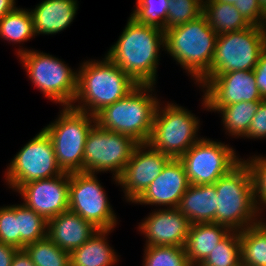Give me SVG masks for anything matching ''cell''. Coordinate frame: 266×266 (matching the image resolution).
Masks as SVG:
<instances>
[{
	"mask_svg": "<svg viewBox=\"0 0 266 266\" xmlns=\"http://www.w3.org/2000/svg\"><path fill=\"white\" fill-rule=\"evenodd\" d=\"M161 49L165 50V32L140 24L130 16L105 55L138 85H156Z\"/></svg>",
	"mask_w": 266,
	"mask_h": 266,
	"instance_id": "6da1fadb",
	"label": "cell"
},
{
	"mask_svg": "<svg viewBox=\"0 0 266 266\" xmlns=\"http://www.w3.org/2000/svg\"><path fill=\"white\" fill-rule=\"evenodd\" d=\"M77 70V94L71 106L94 116L138 86L106 55L102 60H84Z\"/></svg>",
	"mask_w": 266,
	"mask_h": 266,
	"instance_id": "7a4b0ae2",
	"label": "cell"
},
{
	"mask_svg": "<svg viewBox=\"0 0 266 266\" xmlns=\"http://www.w3.org/2000/svg\"><path fill=\"white\" fill-rule=\"evenodd\" d=\"M217 33L202 13L184 25L165 31V50L196 83L210 70Z\"/></svg>",
	"mask_w": 266,
	"mask_h": 266,
	"instance_id": "3957f363",
	"label": "cell"
},
{
	"mask_svg": "<svg viewBox=\"0 0 266 266\" xmlns=\"http://www.w3.org/2000/svg\"><path fill=\"white\" fill-rule=\"evenodd\" d=\"M155 87L138 85L126 97L99 111L96 123L103 129L129 136L138 144L147 143L160 102Z\"/></svg>",
	"mask_w": 266,
	"mask_h": 266,
	"instance_id": "277c9868",
	"label": "cell"
},
{
	"mask_svg": "<svg viewBox=\"0 0 266 266\" xmlns=\"http://www.w3.org/2000/svg\"><path fill=\"white\" fill-rule=\"evenodd\" d=\"M214 185L218 204L215 223L242 231L265 219L256 206L250 169L243 160Z\"/></svg>",
	"mask_w": 266,
	"mask_h": 266,
	"instance_id": "5b68a950",
	"label": "cell"
},
{
	"mask_svg": "<svg viewBox=\"0 0 266 266\" xmlns=\"http://www.w3.org/2000/svg\"><path fill=\"white\" fill-rule=\"evenodd\" d=\"M21 47L16 55L34 87L61 107L71 106L77 94L78 70L49 53Z\"/></svg>",
	"mask_w": 266,
	"mask_h": 266,
	"instance_id": "8992f818",
	"label": "cell"
},
{
	"mask_svg": "<svg viewBox=\"0 0 266 266\" xmlns=\"http://www.w3.org/2000/svg\"><path fill=\"white\" fill-rule=\"evenodd\" d=\"M200 124V118L190 110L160 100L147 143L172 159H179L202 138L198 135Z\"/></svg>",
	"mask_w": 266,
	"mask_h": 266,
	"instance_id": "52a82bcc",
	"label": "cell"
},
{
	"mask_svg": "<svg viewBox=\"0 0 266 266\" xmlns=\"http://www.w3.org/2000/svg\"><path fill=\"white\" fill-rule=\"evenodd\" d=\"M54 120L42 129L51 139L59 167L65 173L83 172L85 141L96 124L95 116L63 106Z\"/></svg>",
	"mask_w": 266,
	"mask_h": 266,
	"instance_id": "ba28073f",
	"label": "cell"
},
{
	"mask_svg": "<svg viewBox=\"0 0 266 266\" xmlns=\"http://www.w3.org/2000/svg\"><path fill=\"white\" fill-rule=\"evenodd\" d=\"M266 50V27H250L217 36L210 70L196 83L200 87L212 75L254 70Z\"/></svg>",
	"mask_w": 266,
	"mask_h": 266,
	"instance_id": "9c48e42d",
	"label": "cell"
},
{
	"mask_svg": "<svg viewBox=\"0 0 266 266\" xmlns=\"http://www.w3.org/2000/svg\"><path fill=\"white\" fill-rule=\"evenodd\" d=\"M59 167L49 135L42 129L14 155L5 171V181L14 192L23 184L59 176Z\"/></svg>",
	"mask_w": 266,
	"mask_h": 266,
	"instance_id": "30bf717a",
	"label": "cell"
},
{
	"mask_svg": "<svg viewBox=\"0 0 266 266\" xmlns=\"http://www.w3.org/2000/svg\"><path fill=\"white\" fill-rule=\"evenodd\" d=\"M138 143L131 137L101 128L97 123L88 133L83 153V172L112 173V180L124 171Z\"/></svg>",
	"mask_w": 266,
	"mask_h": 266,
	"instance_id": "8fae6325",
	"label": "cell"
},
{
	"mask_svg": "<svg viewBox=\"0 0 266 266\" xmlns=\"http://www.w3.org/2000/svg\"><path fill=\"white\" fill-rule=\"evenodd\" d=\"M229 144L202 137L179 160L183 163L189 183L208 185L236 167L242 158Z\"/></svg>",
	"mask_w": 266,
	"mask_h": 266,
	"instance_id": "7c38bea8",
	"label": "cell"
},
{
	"mask_svg": "<svg viewBox=\"0 0 266 266\" xmlns=\"http://www.w3.org/2000/svg\"><path fill=\"white\" fill-rule=\"evenodd\" d=\"M96 173H70L69 210L98 229H114L119 223Z\"/></svg>",
	"mask_w": 266,
	"mask_h": 266,
	"instance_id": "4fadbf2b",
	"label": "cell"
},
{
	"mask_svg": "<svg viewBox=\"0 0 266 266\" xmlns=\"http://www.w3.org/2000/svg\"><path fill=\"white\" fill-rule=\"evenodd\" d=\"M171 159L148 143L137 144L124 171L117 178L125 200L133 203L160 175Z\"/></svg>",
	"mask_w": 266,
	"mask_h": 266,
	"instance_id": "5bb4252c",
	"label": "cell"
},
{
	"mask_svg": "<svg viewBox=\"0 0 266 266\" xmlns=\"http://www.w3.org/2000/svg\"><path fill=\"white\" fill-rule=\"evenodd\" d=\"M70 173L21 185L16 192L23 204L42 215L47 221L69 210Z\"/></svg>",
	"mask_w": 266,
	"mask_h": 266,
	"instance_id": "9a60e30c",
	"label": "cell"
},
{
	"mask_svg": "<svg viewBox=\"0 0 266 266\" xmlns=\"http://www.w3.org/2000/svg\"><path fill=\"white\" fill-rule=\"evenodd\" d=\"M199 88L206 106H227L242 101L264 100L257 87L253 70H236L212 75Z\"/></svg>",
	"mask_w": 266,
	"mask_h": 266,
	"instance_id": "2e32d148",
	"label": "cell"
},
{
	"mask_svg": "<svg viewBox=\"0 0 266 266\" xmlns=\"http://www.w3.org/2000/svg\"><path fill=\"white\" fill-rule=\"evenodd\" d=\"M138 223V231L144 235L145 246L184 247L190 222L178 208H155Z\"/></svg>",
	"mask_w": 266,
	"mask_h": 266,
	"instance_id": "e0dca14e",
	"label": "cell"
},
{
	"mask_svg": "<svg viewBox=\"0 0 266 266\" xmlns=\"http://www.w3.org/2000/svg\"><path fill=\"white\" fill-rule=\"evenodd\" d=\"M189 185L183 163L179 159H171L160 175L133 203L162 206V209L178 208Z\"/></svg>",
	"mask_w": 266,
	"mask_h": 266,
	"instance_id": "ac0fdd59",
	"label": "cell"
},
{
	"mask_svg": "<svg viewBox=\"0 0 266 266\" xmlns=\"http://www.w3.org/2000/svg\"><path fill=\"white\" fill-rule=\"evenodd\" d=\"M99 229L70 210L48 220L47 237L61 249L72 252Z\"/></svg>",
	"mask_w": 266,
	"mask_h": 266,
	"instance_id": "d6986e66",
	"label": "cell"
},
{
	"mask_svg": "<svg viewBox=\"0 0 266 266\" xmlns=\"http://www.w3.org/2000/svg\"><path fill=\"white\" fill-rule=\"evenodd\" d=\"M78 0H42L29 9L36 36L56 35L71 25L78 10Z\"/></svg>",
	"mask_w": 266,
	"mask_h": 266,
	"instance_id": "ffe728a7",
	"label": "cell"
},
{
	"mask_svg": "<svg viewBox=\"0 0 266 266\" xmlns=\"http://www.w3.org/2000/svg\"><path fill=\"white\" fill-rule=\"evenodd\" d=\"M230 232L215 222L191 224L184 246L190 265L199 266Z\"/></svg>",
	"mask_w": 266,
	"mask_h": 266,
	"instance_id": "44dd1931",
	"label": "cell"
},
{
	"mask_svg": "<svg viewBox=\"0 0 266 266\" xmlns=\"http://www.w3.org/2000/svg\"><path fill=\"white\" fill-rule=\"evenodd\" d=\"M217 193L214 184H190L181 198L178 209L190 224L215 222Z\"/></svg>",
	"mask_w": 266,
	"mask_h": 266,
	"instance_id": "7402d4cb",
	"label": "cell"
},
{
	"mask_svg": "<svg viewBox=\"0 0 266 266\" xmlns=\"http://www.w3.org/2000/svg\"><path fill=\"white\" fill-rule=\"evenodd\" d=\"M113 230L99 229L82 246L74 249L70 253L71 266H115L120 256L109 245L107 238Z\"/></svg>",
	"mask_w": 266,
	"mask_h": 266,
	"instance_id": "603a6c76",
	"label": "cell"
},
{
	"mask_svg": "<svg viewBox=\"0 0 266 266\" xmlns=\"http://www.w3.org/2000/svg\"><path fill=\"white\" fill-rule=\"evenodd\" d=\"M201 106L206 111L219 113L222 118L225 134L229 137L244 138L255 116L260 101H242L227 106H206V101L202 95Z\"/></svg>",
	"mask_w": 266,
	"mask_h": 266,
	"instance_id": "cb8c5ba5",
	"label": "cell"
},
{
	"mask_svg": "<svg viewBox=\"0 0 266 266\" xmlns=\"http://www.w3.org/2000/svg\"><path fill=\"white\" fill-rule=\"evenodd\" d=\"M203 14L217 35L240 31L251 26L233 4L203 0Z\"/></svg>",
	"mask_w": 266,
	"mask_h": 266,
	"instance_id": "d4e9b609",
	"label": "cell"
},
{
	"mask_svg": "<svg viewBox=\"0 0 266 266\" xmlns=\"http://www.w3.org/2000/svg\"><path fill=\"white\" fill-rule=\"evenodd\" d=\"M241 265L266 266V220L240 231Z\"/></svg>",
	"mask_w": 266,
	"mask_h": 266,
	"instance_id": "484cf974",
	"label": "cell"
},
{
	"mask_svg": "<svg viewBox=\"0 0 266 266\" xmlns=\"http://www.w3.org/2000/svg\"><path fill=\"white\" fill-rule=\"evenodd\" d=\"M30 10L16 7L0 20V38L11 44H21L35 38Z\"/></svg>",
	"mask_w": 266,
	"mask_h": 266,
	"instance_id": "4316f807",
	"label": "cell"
},
{
	"mask_svg": "<svg viewBox=\"0 0 266 266\" xmlns=\"http://www.w3.org/2000/svg\"><path fill=\"white\" fill-rule=\"evenodd\" d=\"M18 218V249L47 237L48 221L23 203L16 204Z\"/></svg>",
	"mask_w": 266,
	"mask_h": 266,
	"instance_id": "83f0119b",
	"label": "cell"
},
{
	"mask_svg": "<svg viewBox=\"0 0 266 266\" xmlns=\"http://www.w3.org/2000/svg\"><path fill=\"white\" fill-rule=\"evenodd\" d=\"M35 266H71L70 252L58 247L48 237L24 247Z\"/></svg>",
	"mask_w": 266,
	"mask_h": 266,
	"instance_id": "f1b7e54d",
	"label": "cell"
},
{
	"mask_svg": "<svg viewBox=\"0 0 266 266\" xmlns=\"http://www.w3.org/2000/svg\"><path fill=\"white\" fill-rule=\"evenodd\" d=\"M199 266H242L240 231H231Z\"/></svg>",
	"mask_w": 266,
	"mask_h": 266,
	"instance_id": "f546056e",
	"label": "cell"
},
{
	"mask_svg": "<svg viewBox=\"0 0 266 266\" xmlns=\"http://www.w3.org/2000/svg\"><path fill=\"white\" fill-rule=\"evenodd\" d=\"M143 266H191L184 247L146 246Z\"/></svg>",
	"mask_w": 266,
	"mask_h": 266,
	"instance_id": "4dcf8cb0",
	"label": "cell"
},
{
	"mask_svg": "<svg viewBox=\"0 0 266 266\" xmlns=\"http://www.w3.org/2000/svg\"><path fill=\"white\" fill-rule=\"evenodd\" d=\"M131 17L138 23L161 28L165 32L169 0H136Z\"/></svg>",
	"mask_w": 266,
	"mask_h": 266,
	"instance_id": "1f68e13d",
	"label": "cell"
},
{
	"mask_svg": "<svg viewBox=\"0 0 266 266\" xmlns=\"http://www.w3.org/2000/svg\"><path fill=\"white\" fill-rule=\"evenodd\" d=\"M165 31L196 19L203 13V0H169Z\"/></svg>",
	"mask_w": 266,
	"mask_h": 266,
	"instance_id": "d6a6232c",
	"label": "cell"
},
{
	"mask_svg": "<svg viewBox=\"0 0 266 266\" xmlns=\"http://www.w3.org/2000/svg\"><path fill=\"white\" fill-rule=\"evenodd\" d=\"M242 160L250 169L254 200L258 210L262 213L266 207V156L252 155Z\"/></svg>",
	"mask_w": 266,
	"mask_h": 266,
	"instance_id": "836d02e7",
	"label": "cell"
},
{
	"mask_svg": "<svg viewBox=\"0 0 266 266\" xmlns=\"http://www.w3.org/2000/svg\"><path fill=\"white\" fill-rule=\"evenodd\" d=\"M0 242L18 249L16 204L0 206Z\"/></svg>",
	"mask_w": 266,
	"mask_h": 266,
	"instance_id": "e575fe53",
	"label": "cell"
},
{
	"mask_svg": "<svg viewBox=\"0 0 266 266\" xmlns=\"http://www.w3.org/2000/svg\"><path fill=\"white\" fill-rule=\"evenodd\" d=\"M234 6L251 25L266 27V14L258 0H238Z\"/></svg>",
	"mask_w": 266,
	"mask_h": 266,
	"instance_id": "d590c367",
	"label": "cell"
},
{
	"mask_svg": "<svg viewBox=\"0 0 266 266\" xmlns=\"http://www.w3.org/2000/svg\"><path fill=\"white\" fill-rule=\"evenodd\" d=\"M245 139H266V100L259 102Z\"/></svg>",
	"mask_w": 266,
	"mask_h": 266,
	"instance_id": "8d00e7d4",
	"label": "cell"
},
{
	"mask_svg": "<svg viewBox=\"0 0 266 266\" xmlns=\"http://www.w3.org/2000/svg\"><path fill=\"white\" fill-rule=\"evenodd\" d=\"M253 72L260 95L266 100V50L259 56Z\"/></svg>",
	"mask_w": 266,
	"mask_h": 266,
	"instance_id": "74e56055",
	"label": "cell"
},
{
	"mask_svg": "<svg viewBox=\"0 0 266 266\" xmlns=\"http://www.w3.org/2000/svg\"><path fill=\"white\" fill-rule=\"evenodd\" d=\"M18 249L0 242V266H11L13 256Z\"/></svg>",
	"mask_w": 266,
	"mask_h": 266,
	"instance_id": "f35d334b",
	"label": "cell"
},
{
	"mask_svg": "<svg viewBox=\"0 0 266 266\" xmlns=\"http://www.w3.org/2000/svg\"><path fill=\"white\" fill-rule=\"evenodd\" d=\"M11 266H35L24 249H18L13 256Z\"/></svg>",
	"mask_w": 266,
	"mask_h": 266,
	"instance_id": "ab89813d",
	"label": "cell"
},
{
	"mask_svg": "<svg viewBox=\"0 0 266 266\" xmlns=\"http://www.w3.org/2000/svg\"><path fill=\"white\" fill-rule=\"evenodd\" d=\"M16 8V0H0V20Z\"/></svg>",
	"mask_w": 266,
	"mask_h": 266,
	"instance_id": "60d3db41",
	"label": "cell"
},
{
	"mask_svg": "<svg viewBox=\"0 0 266 266\" xmlns=\"http://www.w3.org/2000/svg\"><path fill=\"white\" fill-rule=\"evenodd\" d=\"M262 11L266 14V0H258Z\"/></svg>",
	"mask_w": 266,
	"mask_h": 266,
	"instance_id": "b9f144b4",
	"label": "cell"
},
{
	"mask_svg": "<svg viewBox=\"0 0 266 266\" xmlns=\"http://www.w3.org/2000/svg\"><path fill=\"white\" fill-rule=\"evenodd\" d=\"M216 1H220V2H222V3H229V4H235V2L236 1H238V0H216Z\"/></svg>",
	"mask_w": 266,
	"mask_h": 266,
	"instance_id": "7bdbcfd3",
	"label": "cell"
}]
</instances>
